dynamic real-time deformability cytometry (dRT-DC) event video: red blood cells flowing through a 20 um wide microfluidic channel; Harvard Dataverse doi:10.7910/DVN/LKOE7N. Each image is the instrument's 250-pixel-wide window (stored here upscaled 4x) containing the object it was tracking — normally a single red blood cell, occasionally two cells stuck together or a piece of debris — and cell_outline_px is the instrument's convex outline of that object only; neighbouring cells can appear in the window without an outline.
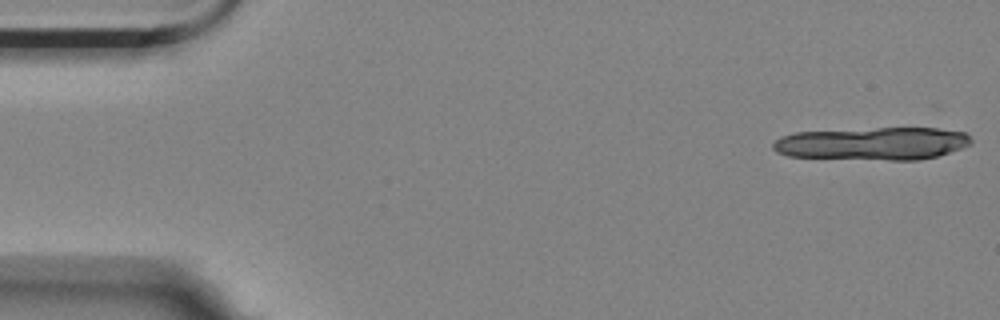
{"species": "Egyptian fruit bat (a non-hibernating species)", "species_latin": "Rousettus aegyptiacus", "temperature_condition": "room temperature", "stored_images_in_passage": 20, "segment_of_instrument_passage": [1, 2], "camera_frame_rate_fps": 3000, "um_per_image_px": 0.085, "animal": {"sex": "female"}, "frame": {"image": 1, "passage_image": 1, "time_ms": 0.0, "image_size_px": [1000, 320], "cell_outline_px": [[972, 144], [936, 156], [920, 160], [888, 160], [788, 156], [776, 152], [772, 148], [772, 144], [780, 136], [796, 132], [876, 128], [936, 128], [964, 132], [972, 140]], "centroid_in_image_um": [74.16, 12.2], "position_along_channel_um": 10.8, "area_um2": 37.74}}